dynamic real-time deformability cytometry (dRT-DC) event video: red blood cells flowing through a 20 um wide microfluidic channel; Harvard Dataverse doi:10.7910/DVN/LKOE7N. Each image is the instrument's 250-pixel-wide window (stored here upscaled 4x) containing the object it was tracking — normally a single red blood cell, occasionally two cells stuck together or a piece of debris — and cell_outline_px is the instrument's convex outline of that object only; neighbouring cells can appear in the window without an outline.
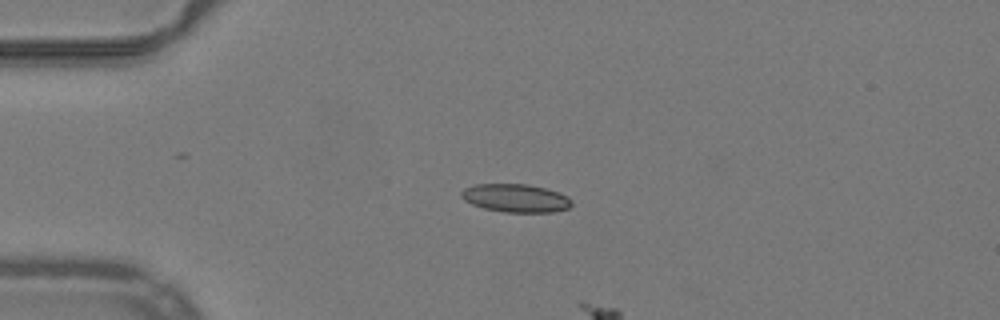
{"species": "common noctule bat (a hibernating species)", "species_latin": "Nyctalus noctula", "temperature_condition": "warm", "stored_images_in_passage": 4, "camera_frame_rate_fps": 3000, "um_per_image_px": 0.085, "animal": {"sex": "male", "body_mass_g": 19.2, "forearm_length_mm": 51.8}, "frame": {"image": 1, "passage_image": 1, "time_ms": 0.0, "image_size_px": [1000, 320], "cell_outline_px": [[572, 204], [568, 208], [552, 212], [504, 212], [484, 208], [472, 204], [464, 200], [460, 196], [460, 192], [464, 188], [476, 184], [528, 184], [544, 188], [568, 196], [572, 200]], "centroid_in_image_um": [43.81, 16.84], "position_along_channel_um": 41.2, "area_um2": 18.09}}